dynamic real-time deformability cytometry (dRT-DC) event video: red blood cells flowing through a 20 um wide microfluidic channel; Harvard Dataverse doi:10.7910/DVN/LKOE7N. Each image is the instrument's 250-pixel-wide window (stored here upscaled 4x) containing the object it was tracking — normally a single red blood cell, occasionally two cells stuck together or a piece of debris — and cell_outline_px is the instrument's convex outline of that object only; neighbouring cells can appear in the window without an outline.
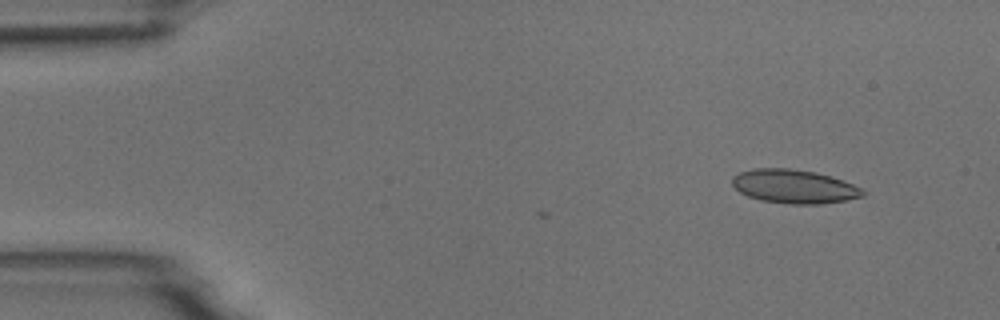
{"species": "common noctule bat (a hibernating species)", "species_latin": "Nyctalus noctula", "temperature_condition": "room temperature", "stored_images_in_passage": 4, "camera_frame_rate_fps": 3000, "um_per_image_px": 0.085, "animal": {"sex": "male", "body_mass_g": 18.8}, "frame": {"image": 1, "passage_image": 1, "time_ms": 0.0, "image_size_px": [1000, 320], "cell_outline_px": [[864, 196], [844, 200], [820, 204], [792, 204], [760, 200], [748, 196], [740, 192], [732, 184], [732, 176], [740, 172], [756, 168], [788, 168], [816, 172], [844, 180], [860, 188], [864, 192]], "centroid_in_image_um": [67.48, 15.84], "position_along_channel_um": 17.5, "area_um2": 25.55}}
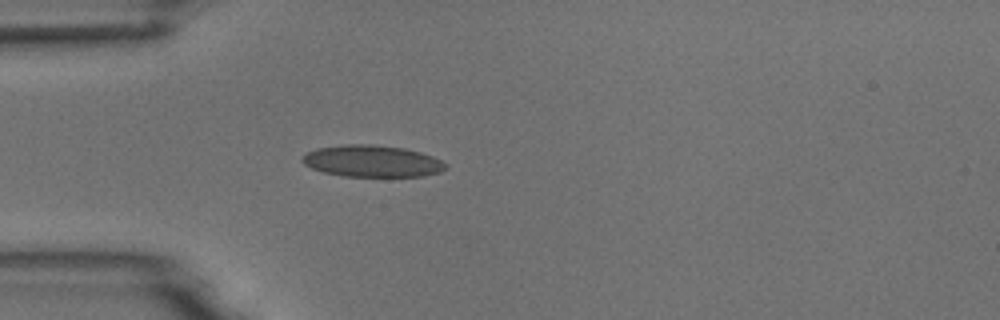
{"frame": {"image": 2, "passage_image": 4, "time_ms": 3.333, "image_size_px": [1000, 320], "cell_outline_px": [[448, 168], [440, 172], [424, 176], [344, 176], [324, 172], [312, 168], [304, 164], [300, 160], [308, 152], [316, 148], [344, 144], [372, 144], [404, 148], [420, 152], [432, 156], [448, 164]], "centroid_in_image_um": [31.65, 13.69], "position_along_channel_um": 53.3, "area_um2": 26.53}}